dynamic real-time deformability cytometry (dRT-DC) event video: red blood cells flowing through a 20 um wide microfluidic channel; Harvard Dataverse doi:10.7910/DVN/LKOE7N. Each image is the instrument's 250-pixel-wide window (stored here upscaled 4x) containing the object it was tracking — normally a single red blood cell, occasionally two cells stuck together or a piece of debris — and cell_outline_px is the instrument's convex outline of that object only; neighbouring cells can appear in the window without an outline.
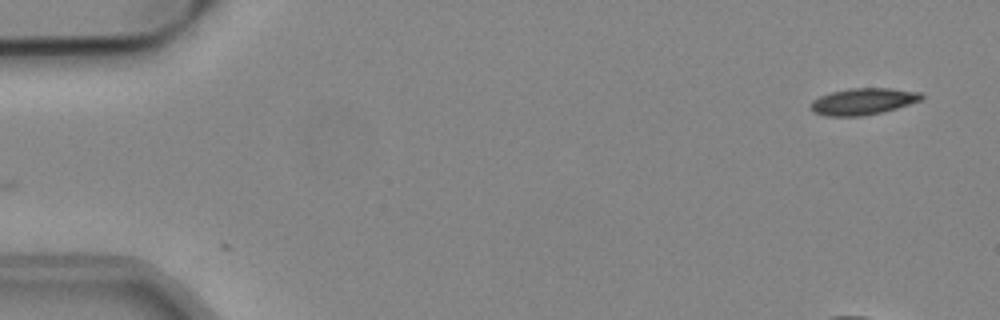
{"species": "common noctule bat (a hibernating species)", "species_latin": "Nyctalus noctula", "temperature_condition": "cold", "stored_images_in_passage": 9, "camera_frame_rate_fps": 3000, "um_per_image_px": 0.085, "animal": {"sex": "male", "body_mass_g": 19.2, "forearm_length_mm": 51.8}, "frame": {"image": 1, "passage_image": 1, "time_ms": 0.0, "image_size_px": [1000, 320], "cell_outline_px": [[924, 96], [920, 100], [896, 108], [880, 112], [860, 116], [828, 116], [816, 112], [812, 108], [812, 100], [820, 96], [832, 92], [848, 88], [892, 88], [924, 92]], "centroid_in_image_um": [73.41, 8.6], "position_along_channel_um": 11.6, "area_um2": 16.94}}